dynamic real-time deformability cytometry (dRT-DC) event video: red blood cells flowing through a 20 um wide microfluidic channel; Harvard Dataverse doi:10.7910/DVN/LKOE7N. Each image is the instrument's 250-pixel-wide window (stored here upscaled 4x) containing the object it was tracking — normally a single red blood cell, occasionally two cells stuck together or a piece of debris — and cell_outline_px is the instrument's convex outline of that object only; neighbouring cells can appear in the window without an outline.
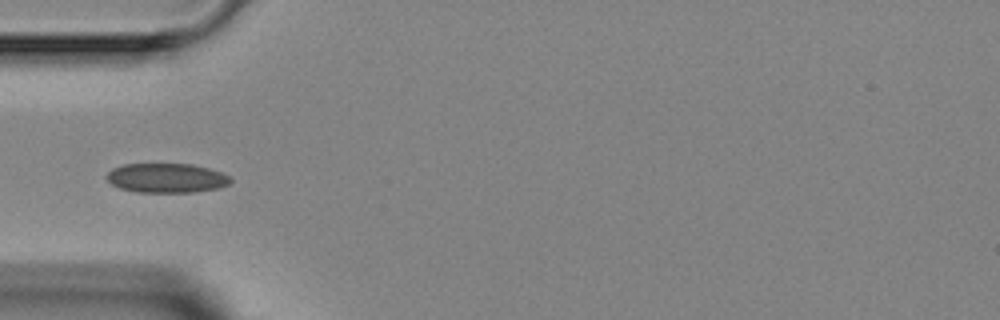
{"species": "Egyptian fruit bat (a non-hibernating species)", "species_latin": "Rousettus aegyptiacus", "temperature_condition": "room temperature", "stored_images_in_passage": 5, "camera_frame_rate_fps": 3000, "um_per_image_px": 0.085, "animal": {"sex": "female"}, "frame": {"image": 1, "passage_image": 4, "time_ms": 3.667, "image_size_px": [1000, 320], "cell_outline_px": [[232, 180], [228, 184], [220, 188], [192, 192], [136, 192], [120, 188], [112, 184], [104, 176], [112, 168], [124, 164], [192, 164], [208, 168], [220, 172], [228, 176]], "centroid_in_image_um": [14.13, 15.13], "position_along_channel_um": 70.9, "area_um2": 21.21}}
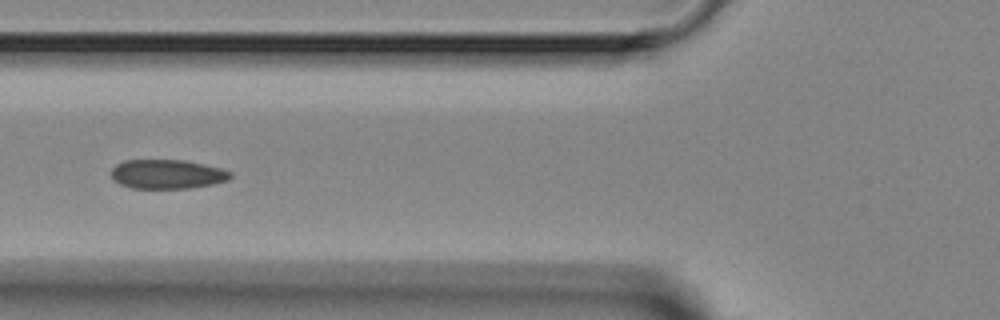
{"frame": {"image": 2, "passage_image": 5, "time_ms": 4.667, "image_size_px": [1000, 320], "cell_outline_px": [[232, 176], [228, 180], [212, 184], [188, 188], [132, 188], [120, 184], [112, 176], [112, 168], [116, 164], [124, 160], [184, 160], [220, 168], [232, 172]], "centroid_in_image_um": [14.22, 14.8], "position_along_channel_um": 111.6, "area_um2": 20.11}}